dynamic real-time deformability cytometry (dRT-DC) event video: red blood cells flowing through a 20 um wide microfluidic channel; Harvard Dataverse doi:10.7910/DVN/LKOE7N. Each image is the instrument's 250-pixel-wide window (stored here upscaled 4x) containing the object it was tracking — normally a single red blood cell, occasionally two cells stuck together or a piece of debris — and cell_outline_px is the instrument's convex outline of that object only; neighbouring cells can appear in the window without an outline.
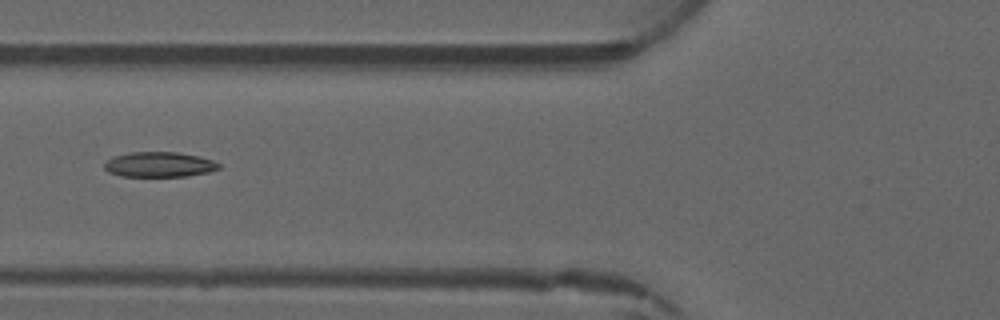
{"species": "common noctule bat (a hibernating species)", "species_latin": "Nyctalus noctula", "temperature_condition": "warm", "stored_images_in_passage": 6, "camera_frame_rate_fps": 3000, "um_per_image_px": 0.085, "animal": {"sex": "male", "forearm_length_mm": 52.5}, "frame": {"image": 1, "passage_image": 5, "time_ms": 5.667, "image_size_px": [1000, 320], "cell_outline_px": [[220, 168], [208, 172], [188, 176], [120, 176], [108, 172], [104, 168], [104, 164], [112, 156], [132, 152], [176, 152], [200, 156], [212, 160], [220, 164]], "centroid_in_image_um": [13.53, 13.98], "position_along_channel_um": 112.3, "area_um2": 16.76}}
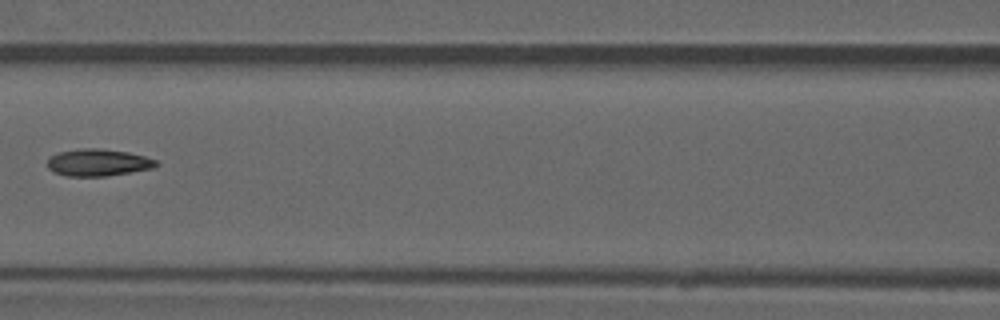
{"frame": {"image": 2, "passage_image": 6, "time_ms": 6.667, "image_size_px": [1000, 320], "cell_outline_px": [[160, 164], [152, 168], [104, 176], [68, 176], [52, 172], [48, 168], [48, 160], [52, 156], [60, 152], [84, 148], [100, 148], [128, 152], [144, 156], [156, 160]], "centroid_in_image_um": [8.34, 13.81], "position_along_channel_um": 158.3, "area_um2": 16.94}}